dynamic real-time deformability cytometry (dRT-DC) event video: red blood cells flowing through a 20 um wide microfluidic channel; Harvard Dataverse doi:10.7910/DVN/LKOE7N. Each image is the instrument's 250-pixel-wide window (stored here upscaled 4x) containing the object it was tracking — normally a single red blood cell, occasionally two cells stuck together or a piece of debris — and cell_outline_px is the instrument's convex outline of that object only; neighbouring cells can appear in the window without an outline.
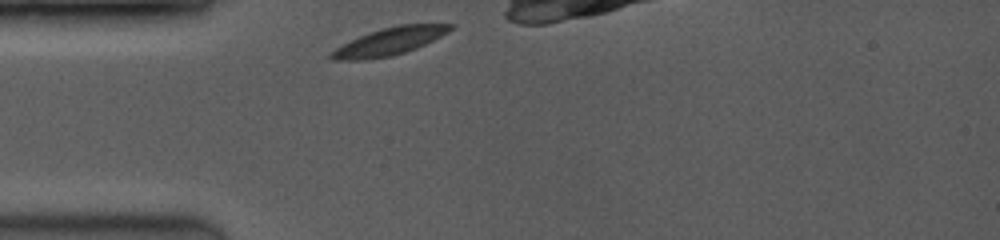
{"species": "common noctule bat (a hibernating species)", "species_latin": "Nyctalus noctula", "temperature_condition": "room temperature", "stored_images_in_passage": 3, "camera_frame_rate_fps": 3500, "um_per_image_px": 0.085, "animal": {"sex": "female", "body_mass_g": 19.0, "forearm_length_mm": 53.3}, "frame": {"image": 1, "passage_image": 1, "time_ms": 0.0, "image_size_px": [1000, 240], "cell_outline_px": [[456, 24], [448, 32], [416, 48], [392, 56], [368, 60], [332, 60], [328, 56], [328, 52], [360, 36], [380, 28], [400, 24]], "centroid_in_image_um": [33.06, 3.53], "position_along_channel_um": 51.9, "area_um2": 18.96}}
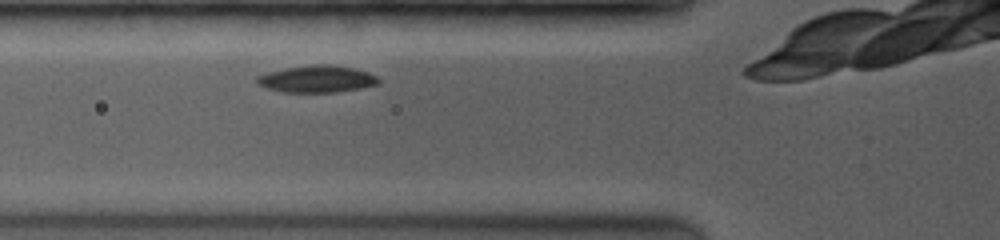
{"frame": {"image": 2, "passage_image": 3, "time_ms": 1.429, "image_size_px": [1000, 240], "cell_outline_px": [[380, 84], [360, 88], [336, 92], [284, 92], [268, 88], [256, 84], [256, 76], [268, 72], [288, 68], [316, 64], [328, 64], [352, 68], [368, 72], [376, 76], [380, 80]], "centroid_in_image_um": [26.94, 6.72], "position_along_channel_um": 98.9, "area_um2": 18.96}}